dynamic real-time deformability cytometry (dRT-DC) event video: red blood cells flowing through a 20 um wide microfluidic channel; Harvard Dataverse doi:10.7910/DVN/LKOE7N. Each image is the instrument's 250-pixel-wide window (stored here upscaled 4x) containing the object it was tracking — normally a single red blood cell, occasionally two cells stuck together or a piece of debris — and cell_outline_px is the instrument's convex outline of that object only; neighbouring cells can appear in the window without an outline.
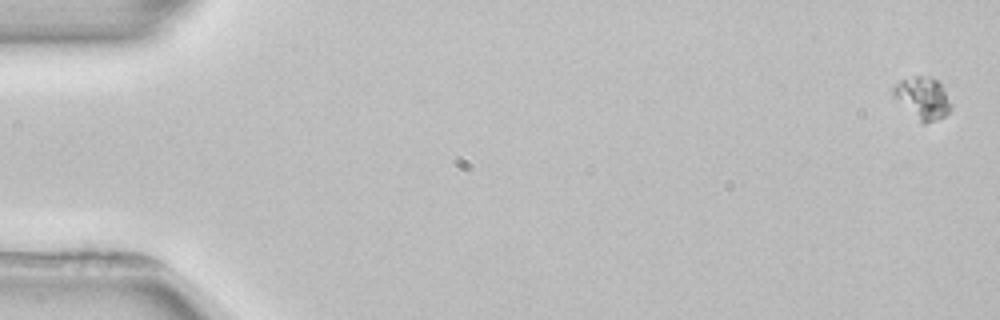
{"species": "common noctule bat (a hibernating species)", "species_latin": "Nyctalus noctula", "temperature_condition": "room temperature", "stored_images_in_passage": 6, "segment_of_instrument_passage": [1, 2], "camera_frame_rate_fps": 3000, "um_per_image_px": 0.085, "animal": {"sex": "female", "body_mass_g": 22.7, "forearm_length_mm": 54.2}, "frame": {"image": 1, "passage_image": 1, "time_ms": 0.0, "image_size_px": [1000, 320], "cell_outline_px": [[952, 108], [944, 116], [936, 120], [924, 124], [920, 124], [892, 96], [892, 88], [900, 80], [916, 76], [932, 76], [940, 84], [952, 104]], "centroid_in_image_um": [78.4, 8.36], "position_along_channel_um": 6.6, "area_um2": 14.28}}
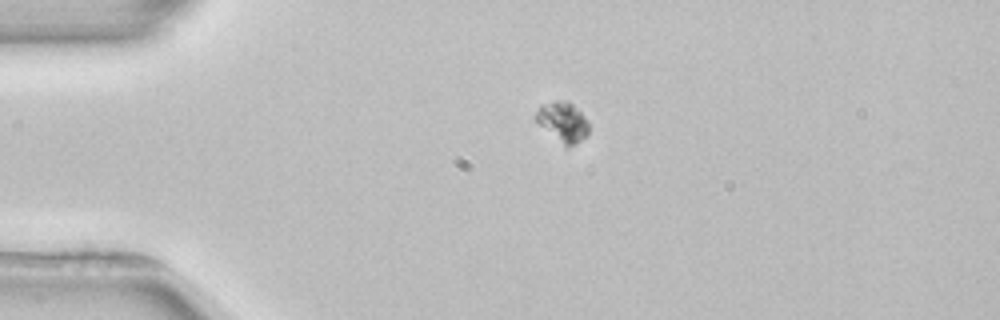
{"frame": {"image": 2, "passage_image": 4, "time_ms": 4.0, "image_size_px": [1000, 320], "cell_outline_px": [[588, 132], [580, 140], [568, 148], [564, 148], [532, 116], [540, 104], [556, 100], [568, 100], [588, 120]], "centroid_in_image_um": [47.8, 10.35], "position_along_channel_um": 37.2, "area_um2": 12.43}}